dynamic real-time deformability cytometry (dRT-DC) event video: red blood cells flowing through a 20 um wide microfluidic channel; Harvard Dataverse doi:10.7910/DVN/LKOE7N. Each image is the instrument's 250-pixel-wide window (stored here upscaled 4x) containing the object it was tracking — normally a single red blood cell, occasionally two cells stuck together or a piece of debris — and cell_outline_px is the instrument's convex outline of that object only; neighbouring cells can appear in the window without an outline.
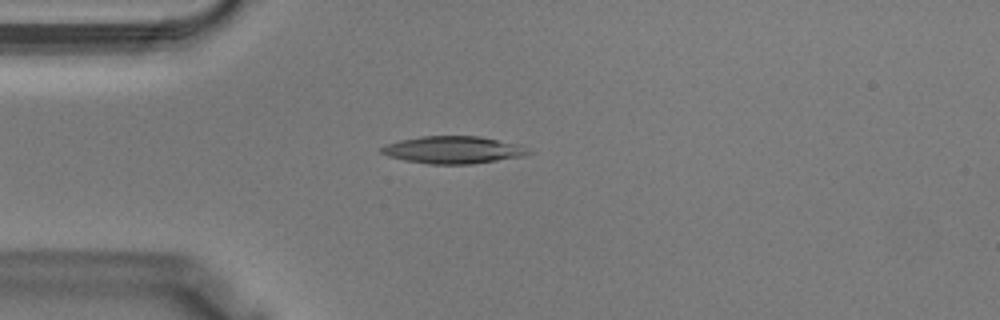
{"species": "Egyptian fruit bat (a non-hibernating species)", "species_latin": "Rousettus aegyptiacus", "temperature_condition": "warm", "stored_images_in_passage": 36, "camera_frame_rate_fps": 3000, "um_per_image_px": 0.085, "animal": {"sex": "male"}, "frame": {"image": 1, "passage_image": 9, "time_ms": 2.667, "image_size_px": [1000, 320], "cell_outline_px": [[532, 152], [524, 156], [472, 164], [428, 164], [404, 160], [388, 156], [380, 152], [376, 148], [384, 144], [400, 140], [420, 136], [480, 136], [516, 144]], "centroid_in_image_um": [38.43, 12.74], "position_along_channel_um": 46.6, "area_um2": 23.47}}
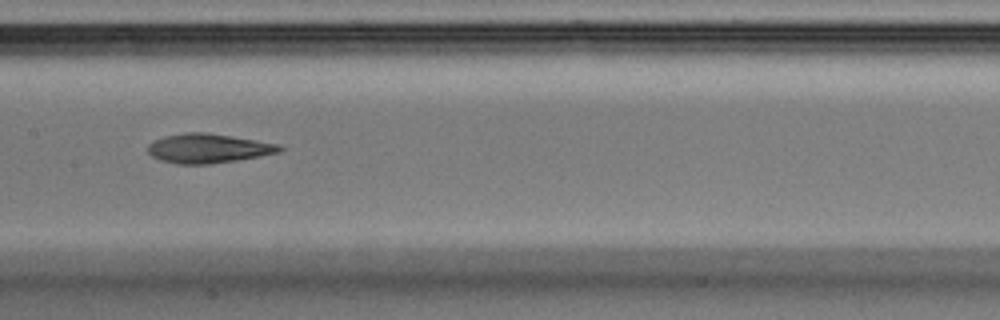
{"frame": {"image": 2, "passage_image": 18, "time_ms": 5.667, "image_size_px": [1000, 320], "cell_outline_px": [[284, 148], [280, 152], [260, 156], [236, 160], [208, 164], [176, 164], [160, 160], [152, 156], [148, 152], [148, 144], [164, 136], [184, 132], [208, 132], [280, 144]], "centroid_in_image_um": [17.7, 12.6], "position_along_channel_um": 189.7, "area_um2": 22.54}}
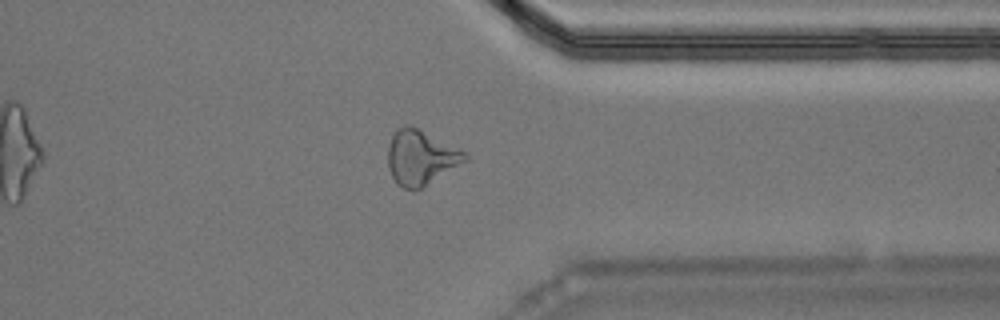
{"frame": {"image": 3, "passage_image": 29, "time_ms": 9.333, "image_size_px": [1000, 320], "cell_outline_px": [[468, 160], [420, 188], [404, 188], [396, 184], [392, 176], [388, 164], [388, 144], [396, 128], [408, 124], [468, 152]], "centroid_in_image_um": [35.76, 13.36], "position_along_channel_um": 375.6, "area_um2": 24.33}}